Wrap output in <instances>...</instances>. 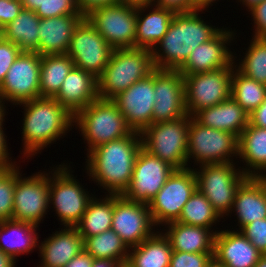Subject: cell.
I'll return each instance as SVG.
<instances>
[{
  "mask_svg": "<svg viewBox=\"0 0 266 267\" xmlns=\"http://www.w3.org/2000/svg\"><path fill=\"white\" fill-rule=\"evenodd\" d=\"M220 218L208 199L196 189L183 207L177 222L212 228V225L216 224L217 221L219 222Z\"/></svg>",
  "mask_w": 266,
  "mask_h": 267,
  "instance_id": "cell-37",
  "label": "cell"
},
{
  "mask_svg": "<svg viewBox=\"0 0 266 267\" xmlns=\"http://www.w3.org/2000/svg\"><path fill=\"white\" fill-rule=\"evenodd\" d=\"M84 250L93 258H104L119 261L126 265L130 248L111 230L92 237H83Z\"/></svg>",
  "mask_w": 266,
  "mask_h": 267,
  "instance_id": "cell-35",
  "label": "cell"
},
{
  "mask_svg": "<svg viewBox=\"0 0 266 267\" xmlns=\"http://www.w3.org/2000/svg\"><path fill=\"white\" fill-rule=\"evenodd\" d=\"M153 5L137 6L135 48L152 50L168 31L174 12ZM150 8L149 14L142 13ZM143 15V16H142Z\"/></svg>",
  "mask_w": 266,
  "mask_h": 267,
  "instance_id": "cell-29",
  "label": "cell"
},
{
  "mask_svg": "<svg viewBox=\"0 0 266 267\" xmlns=\"http://www.w3.org/2000/svg\"><path fill=\"white\" fill-rule=\"evenodd\" d=\"M175 168L141 148L135 159L132 179L122 196L148 204L161 190Z\"/></svg>",
  "mask_w": 266,
  "mask_h": 267,
  "instance_id": "cell-17",
  "label": "cell"
},
{
  "mask_svg": "<svg viewBox=\"0 0 266 267\" xmlns=\"http://www.w3.org/2000/svg\"><path fill=\"white\" fill-rule=\"evenodd\" d=\"M207 267H224L223 265L218 264L214 259L207 265Z\"/></svg>",
  "mask_w": 266,
  "mask_h": 267,
  "instance_id": "cell-60",
  "label": "cell"
},
{
  "mask_svg": "<svg viewBox=\"0 0 266 267\" xmlns=\"http://www.w3.org/2000/svg\"><path fill=\"white\" fill-rule=\"evenodd\" d=\"M14 190L15 167L0 179V221L12 219Z\"/></svg>",
  "mask_w": 266,
  "mask_h": 267,
  "instance_id": "cell-39",
  "label": "cell"
},
{
  "mask_svg": "<svg viewBox=\"0 0 266 267\" xmlns=\"http://www.w3.org/2000/svg\"><path fill=\"white\" fill-rule=\"evenodd\" d=\"M238 145V137L232 133L205 127L189 116L187 162L190 158L196 165L233 162Z\"/></svg>",
  "mask_w": 266,
  "mask_h": 267,
  "instance_id": "cell-9",
  "label": "cell"
},
{
  "mask_svg": "<svg viewBox=\"0 0 266 267\" xmlns=\"http://www.w3.org/2000/svg\"><path fill=\"white\" fill-rule=\"evenodd\" d=\"M74 123L88 144L87 153L132 132L117 105L109 99L98 98L91 102L74 115Z\"/></svg>",
  "mask_w": 266,
  "mask_h": 267,
  "instance_id": "cell-5",
  "label": "cell"
},
{
  "mask_svg": "<svg viewBox=\"0 0 266 267\" xmlns=\"http://www.w3.org/2000/svg\"><path fill=\"white\" fill-rule=\"evenodd\" d=\"M242 62L235 68L245 76L266 85V39L253 37Z\"/></svg>",
  "mask_w": 266,
  "mask_h": 267,
  "instance_id": "cell-38",
  "label": "cell"
},
{
  "mask_svg": "<svg viewBox=\"0 0 266 267\" xmlns=\"http://www.w3.org/2000/svg\"><path fill=\"white\" fill-rule=\"evenodd\" d=\"M254 267H266V255H262Z\"/></svg>",
  "mask_w": 266,
  "mask_h": 267,
  "instance_id": "cell-58",
  "label": "cell"
},
{
  "mask_svg": "<svg viewBox=\"0 0 266 267\" xmlns=\"http://www.w3.org/2000/svg\"><path fill=\"white\" fill-rule=\"evenodd\" d=\"M13 167H1L0 166V179Z\"/></svg>",
  "mask_w": 266,
  "mask_h": 267,
  "instance_id": "cell-59",
  "label": "cell"
},
{
  "mask_svg": "<svg viewBox=\"0 0 266 267\" xmlns=\"http://www.w3.org/2000/svg\"><path fill=\"white\" fill-rule=\"evenodd\" d=\"M3 126H0V166L1 167H15L17 166L15 162L13 163L11 158H9L8 147L6 136L3 131Z\"/></svg>",
  "mask_w": 266,
  "mask_h": 267,
  "instance_id": "cell-49",
  "label": "cell"
},
{
  "mask_svg": "<svg viewBox=\"0 0 266 267\" xmlns=\"http://www.w3.org/2000/svg\"><path fill=\"white\" fill-rule=\"evenodd\" d=\"M67 167L59 165L53 169L52 177L49 172V204L54 205L55 213L64 226L75 227L93 196L83 189L72 175L73 171Z\"/></svg>",
  "mask_w": 266,
  "mask_h": 267,
  "instance_id": "cell-8",
  "label": "cell"
},
{
  "mask_svg": "<svg viewBox=\"0 0 266 267\" xmlns=\"http://www.w3.org/2000/svg\"><path fill=\"white\" fill-rule=\"evenodd\" d=\"M155 70L150 49H114L98 81V97L112 100Z\"/></svg>",
  "mask_w": 266,
  "mask_h": 267,
  "instance_id": "cell-4",
  "label": "cell"
},
{
  "mask_svg": "<svg viewBox=\"0 0 266 267\" xmlns=\"http://www.w3.org/2000/svg\"><path fill=\"white\" fill-rule=\"evenodd\" d=\"M41 55L21 51L0 86V97L15 105L40 97Z\"/></svg>",
  "mask_w": 266,
  "mask_h": 267,
  "instance_id": "cell-15",
  "label": "cell"
},
{
  "mask_svg": "<svg viewBox=\"0 0 266 267\" xmlns=\"http://www.w3.org/2000/svg\"><path fill=\"white\" fill-rule=\"evenodd\" d=\"M164 232L173 251L189 253H214L217 231L202 226L187 225L181 222L166 224ZM210 229V230H209Z\"/></svg>",
  "mask_w": 266,
  "mask_h": 267,
  "instance_id": "cell-27",
  "label": "cell"
},
{
  "mask_svg": "<svg viewBox=\"0 0 266 267\" xmlns=\"http://www.w3.org/2000/svg\"><path fill=\"white\" fill-rule=\"evenodd\" d=\"M197 189L194 169H175L167 181L148 203L155 226L177 221L183 207Z\"/></svg>",
  "mask_w": 266,
  "mask_h": 267,
  "instance_id": "cell-11",
  "label": "cell"
},
{
  "mask_svg": "<svg viewBox=\"0 0 266 267\" xmlns=\"http://www.w3.org/2000/svg\"><path fill=\"white\" fill-rule=\"evenodd\" d=\"M49 174L38 172L21 177L15 166V190L12 219L39 225L49 209Z\"/></svg>",
  "mask_w": 266,
  "mask_h": 267,
  "instance_id": "cell-14",
  "label": "cell"
},
{
  "mask_svg": "<svg viewBox=\"0 0 266 267\" xmlns=\"http://www.w3.org/2000/svg\"><path fill=\"white\" fill-rule=\"evenodd\" d=\"M142 148L141 134L103 143L87 153V172L108 195H122L132 179L135 159Z\"/></svg>",
  "mask_w": 266,
  "mask_h": 267,
  "instance_id": "cell-1",
  "label": "cell"
},
{
  "mask_svg": "<svg viewBox=\"0 0 266 267\" xmlns=\"http://www.w3.org/2000/svg\"><path fill=\"white\" fill-rule=\"evenodd\" d=\"M113 218V195L103 199L93 197L87 205L80 222L75 226L82 237H92L111 230Z\"/></svg>",
  "mask_w": 266,
  "mask_h": 267,
  "instance_id": "cell-33",
  "label": "cell"
},
{
  "mask_svg": "<svg viewBox=\"0 0 266 267\" xmlns=\"http://www.w3.org/2000/svg\"><path fill=\"white\" fill-rule=\"evenodd\" d=\"M234 35V31L222 27L214 38L197 46L178 71L181 74H195L231 67L235 58L226 45L236 39Z\"/></svg>",
  "mask_w": 266,
  "mask_h": 267,
  "instance_id": "cell-20",
  "label": "cell"
},
{
  "mask_svg": "<svg viewBox=\"0 0 266 267\" xmlns=\"http://www.w3.org/2000/svg\"><path fill=\"white\" fill-rule=\"evenodd\" d=\"M239 1L242 2V4L245 5L248 8V10H250L252 7L261 3L264 0H239Z\"/></svg>",
  "mask_w": 266,
  "mask_h": 267,
  "instance_id": "cell-56",
  "label": "cell"
},
{
  "mask_svg": "<svg viewBox=\"0 0 266 267\" xmlns=\"http://www.w3.org/2000/svg\"><path fill=\"white\" fill-rule=\"evenodd\" d=\"M155 104L152 124L174 121L188 113L183 75L178 70H154Z\"/></svg>",
  "mask_w": 266,
  "mask_h": 267,
  "instance_id": "cell-18",
  "label": "cell"
},
{
  "mask_svg": "<svg viewBox=\"0 0 266 267\" xmlns=\"http://www.w3.org/2000/svg\"><path fill=\"white\" fill-rule=\"evenodd\" d=\"M83 249V237L77 228L64 226V229L53 233L39 246L42 258L39 267H64Z\"/></svg>",
  "mask_w": 266,
  "mask_h": 267,
  "instance_id": "cell-25",
  "label": "cell"
},
{
  "mask_svg": "<svg viewBox=\"0 0 266 267\" xmlns=\"http://www.w3.org/2000/svg\"><path fill=\"white\" fill-rule=\"evenodd\" d=\"M93 257L84 249L73 257L64 267H92Z\"/></svg>",
  "mask_w": 266,
  "mask_h": 267,
  "instance_id": "cell-50",
  "label": "cell"
},
{
  "mask_svg": "<svg viewBox=\"0 0 266 267\" xmlns=\"http://www.w3.org/2000/svg\"><path fill=\"white\" fill-rule=\"evenodd\" d=\"M74 67L67 55H42L40 67V97L54 98L62 83Z\"/></svg>",
  "mask_w": 266,
  "mask_h": 267,
  "instance_id": "cell-34",
  "label": "cell"
},
{
  "mask_svg": "<svg viewBox=\"0 0 266 267\" xmlns=\"http://www.w3.org/2000/svg\"><path fill=\"white\" fill-rule=\"evenodd\" d=\"M4 104V100L0 97V126H3V121L5 120L4 117L6 115V109L4 108Z\"/></svg>",
  "mask_w": 266,
  "mask_h": 267,
  "instance_id": "cell-57",
  "label": "cell"
},
{
  "mask_svg": "<svg viewBox=\"0 0 266 267\" xmlns=\"http://www.w3.org/2000/svg\"><path fill=\"white\" fill-rule=\"evenodd\" d=\"M85 17L113 49L135 48L137 6L120 2Z\"/></svg>",
  "mask_w": 266,
  "mask_h": 267,
  "instance_id": "cell-12",
  "label": "cell"
},
{
  "mask_svg": "<svg viewBox=\"0 0 266 267\" xmlns=\"http://www.w3.org/2000/svg\"><path fill=\"white\" fill-rule=\"evenodd\" d=\"M153 5L171 10L174 13L194 11L193 0H154Z\"/></svg>",
  "mask_w": 266,
  "mask_h": 267,
  "instance_id": "cell-46",
  "label": "cell"
},
{
  "mask_svg": "<svg viewBox=\"0 0 266 267\" xmlns=\"http://www.w3.org/2000/svg\"><path fill=\"white\" fill-rule=\"evenodd\" d=\"M199 12L174 14L168 31L151 50L155 69L178 70L197 46L208 42L222 30L204 23L198 16Z\"/></svg>",
  "mask_w": 266,
  "mask_h": 267,
  "instance_id": "cell-2",
  "label": "cell"
},
{
  "mask_svg": "<svg viewBox=\"0 0 266 267\" xmlns=\"http://www.w3.org/2000/svg\"><path fill=\"white\" fill-rule=\"evenodd\" d=\"M40 18L34 11L22 9L19 15L2 29V37L16 44L21 51L39 54Z\"/></svg>",
  "mask_w": 266,
  "mask_h": 267,
  "instance_id": "cell-32",
  "label": "cell"
},
{
  "mask_svg": "<svg viewBox=\"0 0 266 267\" xmlns=\"http://www.w3.org/2000/svg\"><path fill=\"white\" fill-rule=\"evenodd\" d=\"M193 118L205 127L239 136L249 124V114L232 98L198 111Z\"/></svg>",
  "mask_w": 266,
  "mask_h": 267,
  "instance_id": "cell-26",
  "label": "cell"
},
{
  "mask_svg": "<svg viewBox=\"0 0 266 267\" xmlns=\"http://www.w3.org/2000/svg\"><path fill=\"white\" fill-rule=\"evenodd\" d=\"M189 115L174 121L151 124L142 133V148L175 169L188 168Z\"/></svg>",
  "mask_w": 266,
  "mask_h": 267,
  "instance_id": "cell-6",
  "label": "cell"
},
{
  "mask_svg": "<svg viewBox=\"0 0 266 267\" xmlns=\"http://www.w3.org/2000/svg\"><path fill=\"white\" fill-rule=\"evenodd\" d=\"M98 81L92 74L73 67L54 99L73 116L97 100Z\"/></svg>",
  "mask_w": 266,
  "mask_h": 267,
  "instance_id": "cell-22",
  "label": "cell"
},
{
  "mask_svg": "<svg viewBox=\"0 0 266 267\" xmlns=\"http://www.w3.org/2000/svg\"><path fill=\"white\" fill-rule=\"evenodd\" d=\"M266 85L233 69L231 97L250 115L264 101Z\"/></svg>",
  "mask_w": 266,
  "mask_h": 267,
  "instance_id": "cell-36",
  "label": "cell"
},
{
  "mask_svg": "<svg viewBox=\"0 0 266 267\" xmlns=\"http://www.w3.org/2000/svg\"><path fill=\"white\" fill-rule=\"evenodd\" d=\"M20 53L21 50L16 44L0 37V86L6 77L7 71Z\"/></svg>",
  "mask_w": 266,
  "mask_h": 267,
  "instance_id": "cell-43",
  "label": "cell"
},
{
  "mask_svg": "<svg viewBox=\"0 0 266 267\" xmlns=\"http://www.w3.org/2000/svg\"><path fill=\"white\" fill-rule=\"evenodd\" d=\"M23 9L20 0H0V28L14 20Z\"/></svg>",
  "mask_w": 266,
  "mask_h": 267,
  "instance_id": "cell-44",
  "label": "cell"
},
{
  "mask_svg": "<svg viewBox=\"0 0 266 267\" xmlns=\"http://www.w3.org/2000/svg\"><path fill=\"white\" fill-rule=\"evenodd\" d=\"M238 144V158L249 167L242 168L243 173L248 177H266V129L249 123L239 136Z\"/></svg>",
  "mask_w": 266,
  "mask_h": 267,
  "instance_id": "cell-28",
  "label": "cell"
},
{
  "mask_svg": "<svg viewBox=\"0 0 266 267\" xmlns=\"http://www.w3.org/2000/svg\"><path fill=\"white\" fill-rule=\"evenodd\" d=\"M154 95L153 71L112 99L133 132L141 134L152 124Z\"/></svg>",
  "mask_w": 266,
  "mask_h": 267,
  "instance_id": "cell-19",
  "label": "cell"
},
{
  "mask_svg": "<svg viewBox=\"0 0 266 267\" xmlns=\"http://www.w3.org/2000/svg\"><path fill=\"white\" fill-rule=\"evenodd\" d=\"M92 267H123L117 260L93 258Z\"/></svg>",
  "mask_w": 266,
  "mask_h": 267,
  "instance_id": "cell-51",
  "label": "cell"
},
{
  "mask_svg": "<svg viewBox=\"0 0 266 267\" xmlns=\"http://www.w3.org/2000/svg\"><path fill=\"white\" fill-rule=\"evenodd\" d=\"M262 254L266 255V218L255 220L239 230Z\"/></svg>",
  "mask_w": 266,
  "mask_h": 267,
  "instance_id": "cell-42",
  "label": "cell"
},
{
  "mask_svg": "<svg viewBox=\"0 0 266 267\" xmlns=\"http://www.w3.org/2000/svg\"><path fill=\"white\" fill-rule=\"evenodd\" d=\"M83 18L82 14H69L40 19L39 54L41 56L67 54L73 31Z\"/></svg>",
  "mask_w": 266,
  "mask_h": 267,
  "instance_id": "cell-23",
  "label": "cell"
},
{
  "mask_svg": "<svg viewBox=\"0 0 266 267\" xmlns=\"http://www.w3.org/2000/svg\"><path fill=\"white\" fill-rule=\"evenodd\" d=\"M239 230L245 225L266 218V177H248L237 189L232 211Z\"/></svg>",
  "mask_w": 266,
  "mask_h": 267,
  "instance_id": "cell-24",
  "label": "cell"
},
{
  "mask_svg": "<svg viewBox=\"0 0 266 267\" xmlns=\"http://www.w3.org/2000/svg\"><path fill=\"white\" fill-rule=\"evenodd\" d=\"M16 261L5 254L3 251H0V267H15Z\"/></svg>",
  "mask_w": 266,
  "mask_h": 267,
  "instance_id": "cell-52",
  "label": "cell"
},
{
  "mask_svg": "<svg viewBox=\"0 0 266 267\" xmlns=\"http://www.w3.org/2000/svg\"><path fill=\"white\" fill-rule=\"evenodd\" d=\"M216 0H193L194 11H202L208 8Z\"/></svg>",
  "mask_w": 266,
  "mask_h": 267,
  "instance_id": "cell-54",
  "label": "cell"
},
{
  "mask_svg": "<svg viewBox=\"0 0 266 267\" xmlns=\"http://www.w3.org/2000/svg\"><path fill=\"white\" fill-rule=\"evenodd\" d=\"M249 12L255 27L253 37L266 39V0L252 7Z\"/></svg>",
  "mask_w": 266,
  "mask_h": 267,
  "instance_id": "cell-45",
  "label": "cell"
},
{
  "mask_svg": "<svg viewBox=\"0 0 266 267\" xmlns=\"http://www.w3.org/2000/svg\"><path fill=\"white\" fill-rule=\"evenodd\" d=\"M214 253H189L172 251L169 267H207Z\"/></svg>",
  "mask_w": 266,
  "mask_h": 267,
  "instance_id": "cell-41",
  "label": "cell"
},
{
  "mask_svg": "<svg viewBox=\"0 0 266 267\" xmlns=\"http://www.w3.org/2000/svg\"><path fill=\"white\" fill-rule=\"evenodd\" d=\"M126 267H169L173 249L162 232H155L137 246L130 248Z\"/></svg>",
  "mask_w": 266,
  "mask_h": 267,
  "instance_id": "cell-31",
  "label": "cell"
},
{
  "mask_svg": "<svg viewBox=\"0 0 266 267\" xmlns=\"http://www.w3.org/2000/svg\"><path fill=\"white\" fill-rule=\"evenodd\" d=\"M24 9L36 11L43 0H20Z\"/></svg>",
  "mask_w": 266,
  "mask_h": 267,
  "instance_id": "cell-53",
  "label": "cell"
},
{
  "mask_svg": "<svg viewBox=\"0 0 266 267\" xmlns=\"http://www.w3.org/2000/svg\"><path fill=\"white\" fill-rule=\"evenodd\" d=\"M38 227L32 223L13 219L0 221V251L15 261L20 254L30 253L39 247V237L36 233Z\"/></svg>",
  "mask_w": 266,
  "mask_h": 267,
  "instance_id": "cell-30",
  "label": "cell"
},
{
  "mask_svg": "<svg viewBox=\"0 0 266 267\" xmlns=\"http://www.w3.org/2000/svg\"><path fill=\"white\" fill-rule=\"evenodd\" d=\"M235 64L211 72L182 74L185 87V105L189 116L215 106L231 97L232 73Z\"/></svg>",
  "mask_w": 266,
  "mask_h": 267,
  "instance_id": "cell-10",
  "label": "cell"
},
{
  "mask_svg": "<svg viewBox=\"0 0 266 267\" xmlns=\"http://www.w3.org/2000/svg\"><path fill=\"white\" fill-rule=\"evenodd\" d=\"M35 13L40 19L81 14L76 0H43Z\"/></svg>",
  "mask_w": 266,
  "mask_h": 267,
  "instance_id": "cell-40",
  "label": "cell"
},
{
  "mask_svg": "<svg viewBox=\"0 0 266 267\" xmlns=\"http://www.w3.org/2000/svg\"><path fill=\"white\" fill-rule=\"evenodd\" d=\"M249 123L266 129V96L263 103L249 115Z\"/></svg>",
  "mask_w": 266,
  "mask_h": 267,
  "instance_id": "cell-48",
  "label": "cell"
},
{
  "mask_svg": "<svg viewBox=\"0 0 266 267\" xmlns=\"http://www.w3.org/2000/svg\"><path fill=\"white\" fill-rule=\"evenodd\" d=\"M197 170H194L197 189L221 218L224 214L228 216L236 191L248 176L241 169H236L234 162L204 164Z\"/></svg>",
  "mask_w": 266,
  "mask_h": 267,
  "instance_id": "cell-7",
  "label": "cell"
},
{
  "mask_svg": "<svg viewBox=\"0 0 266 267\" xmlns=\"http://www.w3.org/2000/svg\"><path fill=\"white\" fill-rule=\"evenodd\" d=\"M149 205L131 201L122 195H113L111 229L131 248L152 236L155 227Z\"/></svg>",
  "mask_w": 266,
  "mask_h": 267,
  "instance_id": "cell-16",
  "label": "cell"
},
{
  "mask_svg": "<svg viewBox=\"0 0 266 267\" xmlns=\"http://www.w3.org/2000/svg\"><path fill=\"white\" fill-rule=\"evenodd\" d=\"M261 256L238 230H222L215 235L213 259L224 267H254Z\"/></svg>",
  "mask_w": 266,
  "mask_h": 267,
  "instance_id": "cell-21",
  "label": "cell"
},
{
  "mask_svg": "<svg viewBox=\"0 0 266 267\" xmlns=\"http://www.w3.org/2000/svg\"><path fill=\"white\" fill-rule=\"evenodd\" d=\"M19 105L25 109L22 140L27 158L56 142L74 126V116L54 98L39 97Z\"/></svg>",
  "mask_w": 266,
  "mask_h": 267,
  "instance_id": "cell-3",
  "label": "cell"
},
{
  "mask_svg": "<svg viewBox=\"0 0 266 267\" xmlns=\"http://www.w3.org/2000/svg\"><path fill=\"white\" fill-rule=\"evenodd\" d=\"M117 3H120V0H76L78 10L84 17L96 8Z\"/></svg>",
  "mask_w": 266,
  "mask_h": 267,
  "instance_id": "cell-47",
  "label": "cell"
},
{
  "mask_svg": "<svg viewBox=\"0 0 266 267\" xmlns=\"http://www.w3.org/2000/svg\"><path fill=\"white\" fill-rule=\"evenodd\" d=\"M120 2L134 6H141V5H153L154 0H120Z\"/></svg>",
  "mask_w": 266,
  "mask_h": 267,
  "instance_id": "cell-55",
  "label": "cell"
},
{
  "mask_svg": "<svg viewBox=\"0 0 266 267\" xmlns=\"http://www.w3.org/2000/svg\"><path fill=\"white\" fill-rule=\"evenodd\" d=\"M113 48L84 17L75 27L67 55L74 66L99 78L107 66Z\"/></svg>",
  "mask_w": 266,
  "mask_h": 267,
  "instance_id": "cell-13",
  "label": "cell"
}]
</instances>
